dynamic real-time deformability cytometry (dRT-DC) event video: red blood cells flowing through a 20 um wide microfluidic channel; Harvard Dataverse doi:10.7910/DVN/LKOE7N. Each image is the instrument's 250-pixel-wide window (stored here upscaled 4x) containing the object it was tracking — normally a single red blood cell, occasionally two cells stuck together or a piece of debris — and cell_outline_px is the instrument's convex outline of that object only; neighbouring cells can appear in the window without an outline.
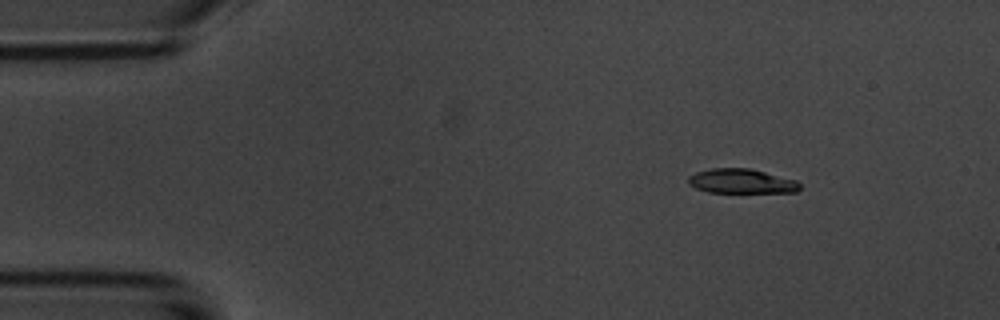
{"species": "common noctule bat (a hibernating species)", "species_latin": "Nyctalus noctula", "temperature_condition": "room temperature", "stored_images_in_passage": 7, "camera_frame_rate_fps": 3000, "um_per_image_px": 0.085, "animal": {"sex": "male", "body_mass_g": 20.1, "forearm_length_mm": 53.5}, "frame": {"image": 1, "passage_image": 1, "time_ms": 0.0, "image_size_px": [1000, 320], "cell_outline_px": [[800, 188], [796, 192], [708, 192], [696, 188], [688, 184], [688, 176], [696, 172], [712, 168], [748, 168], [796, 180], [800, 184]], "centroid_in_image_um": [62.99, 15.4], "position_along_channel_um": 22.0, "area_um2": 15.78}}
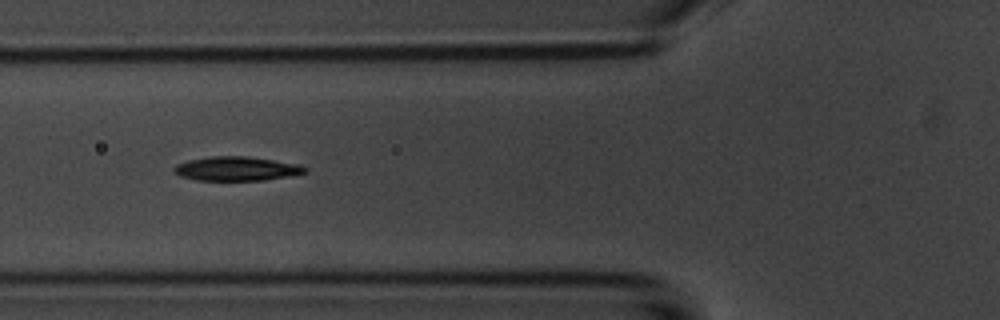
{"frame": {"image": 2, "passage_image": 5, "time_ms": 4.333, "image_size_px": [1000, 320], "cell_outline_px": [[308, 172], [288, 176], [264, 180], [196, 180], [180, 176], [172, 172], [172, 168], [176, 164], [188, 160], [212, 156], [248, 156], [300, 164], [308, 168]], "centroid_in_image_um": [20.1, 14.33], "position_along_channel_um": 105.7, "area_um2": 18.55}}
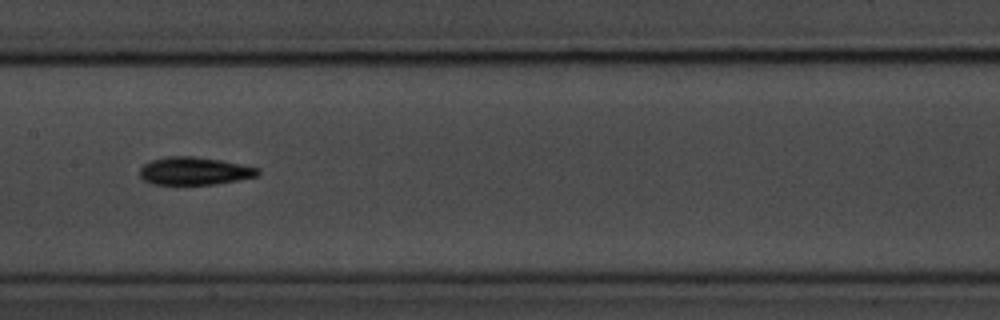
{"frame": {"image": 3, "passage_image": 7, "time_ms": 6.667, "image_size_px": [1000, 320], "cell_outline_px": [[260, 172], [256, 176], [236, 180], [212, 184], [152, 184], [144, 180], [140, 176], [140, 168], [144, 164], [152, 160], [168, 156], [192, 156], [220, 160], [260, 168]], "centroid_in_image_um": [16.5, 14.53], "position_along_channel_um": 190.9, "area_um2": 18.9}}